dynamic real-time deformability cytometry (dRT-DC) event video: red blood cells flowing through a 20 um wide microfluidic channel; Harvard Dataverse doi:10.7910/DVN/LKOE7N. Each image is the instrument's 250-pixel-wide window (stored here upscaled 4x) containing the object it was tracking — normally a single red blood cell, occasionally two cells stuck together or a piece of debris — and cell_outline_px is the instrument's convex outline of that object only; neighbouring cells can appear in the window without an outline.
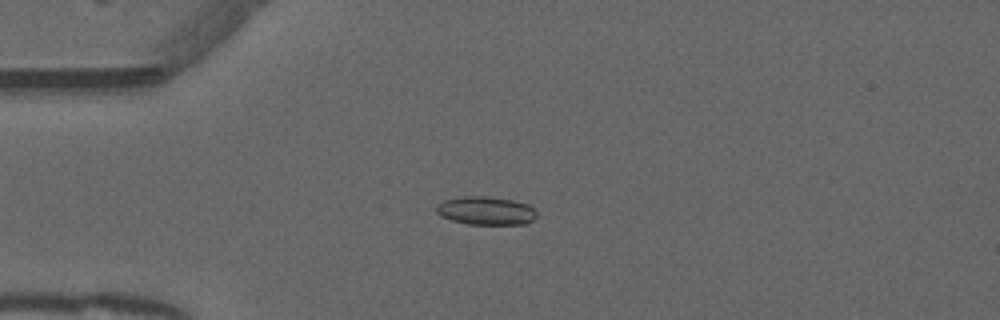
{"species": "common noctule bat (a hibernating species)", "species_latin": "Nyctalus noctula", "temperature_condition": "warm", "stored_images_in_passage": 53, "camera_frame_rate_fps": 3000, "um_per_image_px": 0.085, "animal": {"sex": "male", "forearm_length_mm": 52.5}, "frame": {"image": 1, "passage_image": 14, "time_ms": 4.333, "image_size_px": [1000, 320], "cell_outline_px": [[536, 216], [532, 220], [524, 224], [468, 224], [452, 220], [440, 216], [436, 212], [436, 204], [444, 200], [464, 196], [484, 196], [512, 200], [528, 204], [536, 212]], "centroid_in_image_um": [41.27, 17.91], "position_along_channel_um": 43.7, "area_um2": 16.47}}
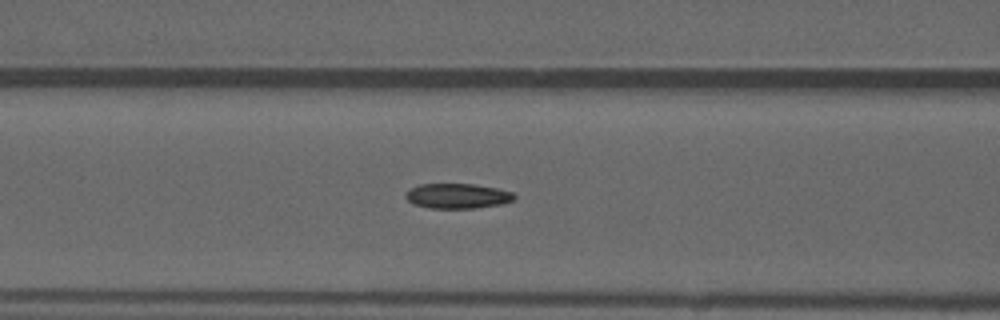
{"frame": {"image": 2, "passage_image": 22, "time_ms": 7.0, "image_size_px": [1000, 320], "cell_outline_px": [[516, 196], [512, 200], [500, 204], [476, 208], [428, 208], [412, 204], [404, 196], [404, 192], [420, 184], [472, 184], [496, 188], [512, 192]], "centroid_in_image_um": [38.83, 16.66], "position_along_channel_um": 127.8, "area_um2": 15.78}}
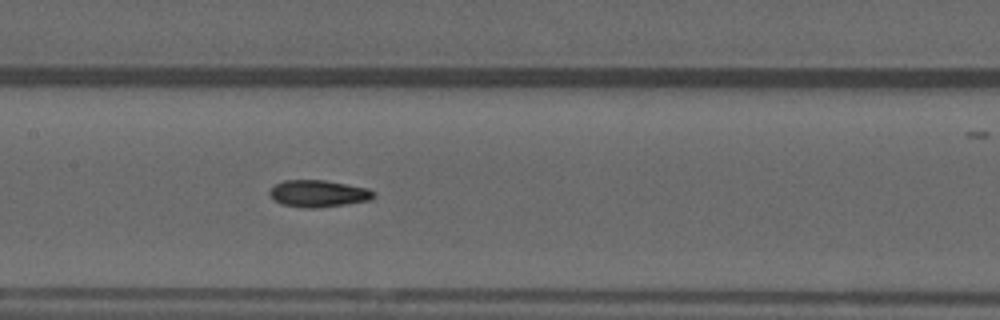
{"frame": {"image": 3, "passage_image": 26, "time_ms": 8.333, "image_size_px": [1000, 320], "cell_outline_px": [[376, 196], [368, 200], [344, 204], [316, 208], [308, 208], [280, 204], [272, 200], [268, 192], [276, 184], [284, 180], [324, 180], [348, 184], [368, 188], [376, 192]], "centroid_in_image_um": [27.05, 16.45], "position_along_channel_um": 180.4, "area_um2": 16.36}, "authors_computed_cell_mechanics": {"area_um2": 16.0106, "velocity_mm_per_s": 3.9466, "shape_relaxation_time_tau1_ms": null, "shape_relaxation_time_tau2_ms": 4.5235, "deformation_change_tau1": null, "deformation_change_tau2": 0.1062}}